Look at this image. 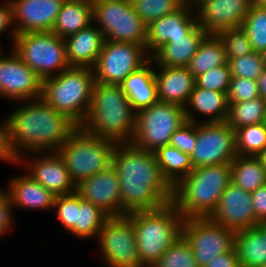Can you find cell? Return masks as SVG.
Returning a JSON list of instances; mask_svg holds the SVG:
<instances>
[{"instance_id":"cell-1","label":"cell","mask_w":266,"mask_h":267,"mask_svg":"<svg viewBox=\"0 0 266 267\" xmlns=\"http://www.w3.org/2000/svg\"><path fill=\"white\" fill-rule=\"evenodd\" d=\"M112 166L119 177L123 216L172 202L173 187L162 176L154 153L133 143L116 144Z\"/></svg>"},{"instance_id":"cell-2","label":"cell","mask_w":266,"mask_h":267,"mask_svg":"<svg viewBox=\"0 0 266 267\" xmlns=\"http://www.w3.org/2000/svg\"><path fill=\"white\" fill-rule=\"evenodd\" d=\"M22 103L5 120L6 144L13 162L26 159L27 154L56 152L79 127L41 98Z\"/></svg>"},{"instance_id":"cell-3","label":"cell","mask_w":266,"mask_h":267,"mask_svg":"<svg viewBox=\"0 0 266 267\" xmlns=\"http://www.w3.org/2000/svg\"><path fill=\"white\" fill-rule=\"evenodd\" d=\"M135 120L136 113L121 85L95 82L90 109L80 127L116 144L132 143Z\"/></svg>"},{"instance_id":"cell-4","label":"cell","mask_w":266,"mask_h":267,"mask_svg":"<svg viewBox=\"0 0 266 267\" xmlns=\"http://www.w3.org/2000/svg\"><path fill=\"white\" fill-rule=\"evenodd\" d=\"M231 182V163L194 168L173 187L172 203L184 219L210 217Z\"/></svg>"},{"instance_id":"cell-5","label":"cell","mask_w":266,"mask_h":267,"mask_svg":"<svg viewBox=\"0 0 266 267\" xmlns=\"http://www.w3.org/2000/svg\"><path fill=\"white\" fill-rule=\"evenodd\" d=\"M125 216L135 229L142 267H152L182 236L184 218L172 202L158 209L133 212Z\"/></svg>"},{"instance_id":"cell-6","label":"cell","mask_w":266,"mask_h":267,"mask_svg":"<svg viewBox=\"0 0 266 267\" xmlns=\"http://www.w3.org/2000/svg\"><path fill=\"white\" fill-rule=\"evenodd\" d=\"M94 84L93 68L69 67L42 80L41 99L81 126L90 109Z\"/></svg>"},{"instance_id":"cell-7","label":"cell","mask_w":266,"mask_h":267,"mask_svg":"<svg viewBox=\"0 0 266 267\" xmlns=\"http://www.w3.org/2000/svg\"><path fill=\"white\" fill-rule=\"evenodd\" d=\"M115 146L113 141L89 134L79 126L56 152L77 185L112 165Z\"/></svg>"},{"instance_id":"cell-8","label":"cell","mask_w":266,"mask_h":267,"mask_svg":"<svg viewBox=\"0 0 266 267\" xmlns=\"http://www.w3.org/2000/svg\"><path fill=\"white\" fill-rule=\"evenodd\" d=\"M13 44V50L42 80L70 67L64 38L51 31L18 34Z\"/></svg>"},{"instance_id":"cell-9","label":"cell","mask_w":266,"mask_h":267,"mask_svg":"<svg viewBox=\"0 0 266 267\" xmlns=\"http://www.w3.org/2000/svg\"><path fill=\"white\" fill-rule=\"evenodd\" d=\"M186 121L185 107L158 101L136 113L132 143L154 153L168 145L172 134Z\"/></svg>"},{"instance_id":"cell-10","label":"cell","mask_w":266,"mask_h":267,"mask_svg":"<svg viewBox=\"0 0 266 267\" xmlns=\"http://www.w3.org/2000/svg\"><path fill=\"white\" fill-rule=\"evenodd\" d=\"M93 23L105 40L146 46L147 25L127 0H92ZM99 24V25H98Z\"/></svg>"},{"instance_id":"cell-11","label":"cell","mask_w":266,"mask_h":267,"mask_svg":"<svg viewBox=\"0 0 266 267\" xmlns=\"http://www.w3.org/2000/svg\"><path fill=\"white\" fill-rule=\"evenodd\" d=\"M150 59L144 45L105 40L93 67L95 82L120 85Z\"/></svg>"},{"instance_id":"cell-12","label":"cell","mask_w":266,"mask_h":267,"mask_svg":"<svg viewBox=\"0 0 266 267\" xmlns=\"http://www.w3.org/2000/svg\"><path fill=\"white\" fill-rule=\"evenodd\" d=\"M182 236L191 247L199 267L234 248L235 232L210 217L184 219Z\"/></svg>"},{"instance_id":"cell-13","label":"cell","mask_w":266,"mask_h":267,"mask_svg":"<svg viewBox=\"0 0 266 267\" xmlns=\"http://www.w3.org/2000/svg\"><path fill=\"white\" fill-rule=\"evenodd\" d=\"M102 261L108 267H142L139 262L136 233L126 217H110L98 233Z\"/></svg>"},{"instance_id":"cell-14","label":"cell","mask_w":266,"mask_h":267,"mask_svg":"<svg viewBox=\"0 0 266 267\" xmlns=\"http://www.w3.org/2000/svg\"><path fill=\"white\" fill-rule=\"evenodd\" d=\"M237 156L235 130L226 122L197 123L196 147L190 155L194 168L231 163Z\"/></svg>"},{"instance_id":"cell-15","label":"cell","mask_w":266,"mask_h":267,"mask_svg":"<svg viewBox=\"0 0 266 267\" xmlns=\"http://www.w3.org/2000/svg\"><path fill=\"white\" fill-rule=\"evenodd\" d=\"M0 58V98L26 101L41 98L42 79L13 50Z\"/></svg>"},{"instance_id":"cell-16","label":"cell","mask_w":266,"mask_h":267,"mask_svg":"<svg viewBox=\"0 0 266 267\" xmlns=\"http://www.w3.org/2000/svg\"><path fill=\"white\" fill-rule=\"evenodd\" d=\"M210 218L235 233L253 228L259 223L255 217L251 194L232 181L225 188Z\"/></svg>"},{"instance_id":"cell-17","label":"cell","mask_w":266,"mask_h":267,"mask_svg":"<svg viewBox=\"0 0 266 267\" xmlns=\"http://www.w3.org/2000/svg\"><path fill=\"white\" fill-rule=\"evenodd\" d=\"M251 5V0H203L195 7L198 25L207 34L241 27Z\"/></svg>"},{"instance_id":"cell-18","label":"cell","mask_w":266,"mask_h":267,"mask_svg":"<svg viewBox=\"0 0 266 267\" xmlns=\"http://www.w3.org/2000/svg\"><path fill=\"white\" fill-rule=\"evenodd\" d=\"M120 190L119 177L112 165L76 185V193L82 199L98 206L110 217L123 216Z\"/></svg>"},{"instance_id":"cell-19","label":"cell","mask_w":266,"mask_h":267,"mask_svg":"<svg viewBox=\"0 0 266 267\" xmlns=\"http://www.w3.org/2000/svg\"><path fill=\"white\" fill-rule=\"evenodd\" d=\"M65 0H9L18 34L51 31ZM16 24V26H15Z\"/></svg>"},{"instance_id":"cell-20","label":"cell","mask_w":266,"mask_h":267,"mask_svg":"<svg viewBox=\"0 0 266 267\" xmlns=\"http://www.w3.org/2000/svg\"><path fill=\"white\" fill-rule=\"evenodd\" d=\"M37 155H39L38 158L36 157L32 161L28 158L26 160L20 158L14 162V165H22L25 162V167L28 165V174L55 196L76 192V185L57 152H40V154L38 152Z\"/></svg>"},{"instance_id":"cell-21","label":"cell","mask_w":266,"mask_h":267,"mask_svg":"<svg viewBox=\"0 0 266 267\" xmlns=\"http://www.w3.org/2000/svg\"><path fill=\"white\" fill-rule=\"evenodd\" d=\"M197 24L195 8L186 3L176 12L164 15L151 22L147 26V53L152 56L160 47L168 43L170 39L183 38Z\"/></svg>"},{"instance_id":"cell-22","label":"cell","mask_w":266,"mask_h":267,"mask_svg":"<svg viewBox=\"0 0 266 267\" xmlns=\"http://www.w3.org/2000/svg\"><path fill=\"white\" fill-rule=\"evenodd\" d=\"M157 68L154 74L159 102L185 107L196 85L194 75L188 67L157 66Z\"/></svg>"},{"instance_id":"cell-23","label":"cell","mask_w":266,"mask_h":267,"mask_svg":"<svg viewBox=\"0 0 266 267\" xmlns=\"http://www.w3.org/2000/svg\"><path fill=\"white\" fill-rule=\"evenodd\" d=\"M64 41L70 67L93 68L103 48L105 37L92 23L79 32L67 36Z\"/></svg>"},{"instance_id":"cell-24","label":"cell","mask_w":266,"mask_h":267,"mask_svg":"<svg viewBox=\"0 0 266 267\" xmlns=\"http://www.w3.org/2000/svg\"><path fill=\"white\" fill-rule=\"evenodd\" d=\"M228 108L227 93L207 90L195 85L185 106V115L187 121L201 123L197 118L198 115L195 116V110L200 116H208L207 120H203L202 123H220L226 122Z\"/></svg>"},{"instance_id":"cell-25","label":"cell","mask_w":266,"mask_h":267,"mask_svg":"<svg viewBox=\"0 0 266 267\" xmlns=\"http://www.w3.org/2000/svg\"><path fill=\"white\" fill-rule=\"evenodd\" d=\"M153 60L128 75L120 84L135 113L157 103L158 91Z\"/></svg>"},{"instance_id":"cell-26","label":"cell","mask_w":266,"mask_h":267,"mask_svg":"<svg viewBox=\"0 0 266 267\" xmlns=\"http://www.w3.org/2000/svg\"><path fill=\"white\" fill-rule=\"evenodd\" d=\"M207 33L197 24L186 36L170 41L152 56L156 66L188 67Z\"/></svg>"},{"instance_id":"cell-27","label":"cell","mask_w":266,"mask_h":267,"mask_svg":"<svg viewBox=\"0 0 266 267\" xmlns=\"http://www.w3.org/2000/svg\"><path fill=\"white\" fill-rule=\"evenodd\" d=\"M7 192L13 209L17 206L26 209H53L56 196L36 182L29 174L9 180Z\"/></svg>"},{"instance_id":"cell-28","label":"cell","mask_w":266,"mask_h":267,"mask_svg":"<svg viewBox=\"0 0 266 267\" xmlns=\"http://www.w3.org/2000/svg\"><path fill=\"white\" fill-rule=\"evenodd\" d=\"M92 23V0H65L51 32L60 38H66Z\"/></svg>"},{"instance_id":"cell-29","label":"cell","mask_w":266,"mask_h":267,"mask_svg":"<svg viewBox=\"0 0 266 267\" xmlns=\"http://www.w3.org/2000/svg\"><path fill=\"white\" fill-rule=\"evenodd\" d=\"M110 218L101 208L82 199L75 192L74 228L70 233L80 239H97L104 223Z\"/></svg>"},{"instance_id":"cell-30","label":"cell","mask_w":266,"mask_h":267,"mask_svg":"<svg viewBox=\"0 0 266 267\" xmlns=\"http://www.w3.org/2000/svg\"><path fill=\"white\" fill-rule=\"evenodd\" d=\"M234 248L240 267H261L266 264V238L255 227L236 232Z\"/></svg>"},{"instance_id":"cell-31","label":"cell","mask_w":266,"mask_h":267,"mask_svg":"<svg viewBox=\"0 0 266 267\" xmlns=\"http://www.w3.org/2000/svg\"><path fill=\"white\" fill-rule=\"evenodd\" d=\"M266 168L257 156H236L231 162V181L249 193L265 185Z\"/></svg>"},{"instance_id":"cell-32","label":"cell","mask_w":266,"mask_h":267,"mask_svg":"<svg viewBox=\"0 0 266 267\" xmlns=\"http://www.w3.org/2000/svg\"><path fill=\"white\" fill-rule=\"evenodd\" d=\"M228 60L222 42L216 34H207L188 65L196 78L212 68L227 65Z\"/></svg>"},{"instance_id":"cell-33","label":"cell","mask_w":266,"mask_h":267,"mask_svg":"<svg viewBox=\"0 0 266 267\" xmlns=\"http://www.w3.org/2000/svg\"><path fill=\"white\" fill-rule=\"evenodd\" d=\"M162 176L174 187L192 170L190 155L171 145H165L154 152Z\"/></svg>"},{"instance_id":"cell-34","label":"cell","mask_w":266,"mask_h":267,"mask_svg":"<svg viewBox=\"0 0 266 267\" xmlns=\"http://www.w3.org/2000/svg\"><path fill=\"white\" fill-rule=\"evenodd\" d=\"M266 122V100L261 97L239 102L229 103L226 123L234 130L257 123Z\"/></svg>"},{"instance_id":"cell-35","label":"cell","mask_w":266,"mask_h":267,"mask_svg":"<svg viewBox=\"0 0 266 267\" xmlns=\"http://www.w3.org/2000/svg\"><path fill=\"white\" fill-rule=\"evenodd\" d=\"M235 141L238 156H258L266 149V122L236 129Z\"/></svg>"},{"instance_id":"cell-36","label":"cell","mask_w":266,"mask_h":267,"mask_svg":"<svg viewBox=\"0 0 266 267\" xmlns=\"http://www.w3.org/2000/svg\"><path fill=\"white\" fill-rule=\"evenodd\" d=\"M242 28L247 33L253 51L262 53L266 49V7L252 4Z\"/></svg>"},{"instance_id":"cell-37","label":"cell","mask_w":266,"mask_h":267,"mask_svg":"<svg viewBox=\"0 0 266 267\" xmlns=\"http://www.w3.org/2000/svg\"><path fill=\"white\" fill-rule=\"evenodd\" d=\"M137 15L148 26L151 22L179 10L184 0H132Z\"/></svg>"},{"instance_id":"cell-38","label":"cell","mask_w":266,"mask_h":267,"mask_svg":"<svg viewBox=\"0 0 266 267\" xmlns=\"http://www.w3.org/2000/svg\"><path fill=\"white\" fill-rule=\"evenodd\" d=\"M152 267H199L183 236L179 237Z\"/></svg>"},{"instance_id":"cell-39","label":"cell","mask_w":266,"mask_h":267,"mask_svg":"<svg viewBox=\"0 0 266 267\" xmlns=\"http://www.w3.org/2000/svg\"><path fill=\"white\" fill-rule=\"evenodd\" d=\"M216 35L223 44L228 61L253 52L247 33L242 26L222 30Z\"/></svg>"},{"instance_id":"cell-40","label":"cell","mask_w":266,"mask_h":267,"mask_svg":"<svg viewBox=\"0 0 266 267\" xmlns=\"http://www.w3.org/2000/svg\"><path fill=\"white\" fill-rule=\"evenodd\" d=\"M231 76H238L257 81L265 69V62L262 53L253 51L252 53L230 59L228 61Z\"/></svg>"},{"instance_id":"cell-41","label":"cell","mask_w":266,"mask_h":267,"mask_svg":"<svg viewBox=\"0 0 266 267\" xmlns=\"http://www.w3.org/2000/svg\"><path fill=\"white\" fill-rule=\"evenodd\" d=\"M196 86L207 90L228 93L231 81L229 64L215 67L195 78Z\"/></svg>"},{"instance_id":"cell-42","label":"cell","mask_w":266,"mask_h":267,"mask_svg":"<svg viewBox=\"0 0 266 267\" xmlns=\"http://www.w3.org/2000/svg\"><path fill=\"white\" fill-rule=\"evenodd\" d=\"M260 97L257 81L231 76L227 93L228 103L245 102Z\"/></svg>"},{"instance_id":"cell-43","label":"cell","mask_w":266,"mask_h":267,"mask_svg":"<svg viewBox=\"0 0 266 267\" xmlns=\"http://www.w3.org/2000/svg\"><path fill=\"white\" fill-rule=\"evenodd\" d=\"M197 123L186 121L171 136L169 145L191 155L196 147Z\"/></svg>"},{"instance_id":"cell-44","label":"cell","mask_w":266,"mask_h":267,"mask_svg":"<svg viewBox=\"0 0 266 267\" xmlns=\"http://www.w3.org/2000/svg\"><path fill=\"white\" fill-rule=\"evenodd\" d=\"M54 209L56 218L64 227L67 232L74 228V215H75V192L56 196L54 201Z\"/></svg>"},{"instance_id":"cell-45","label":"cell","mask_w":266,"mask_h":267,"mask_svg":"<svg viewBox=\"0 0 266 267\" xmlns=\"http://www.w3.org/2000/svg\"><path fill=\"white\" fill-rule=\"evenodd\" d=\"M13 206L10 196L6 190L0 194V236L12 230L13 226Z\"/></svg>"},{"instance_id":"cell-46","label":"cell","mask_w":266,"mask_h":267,"mask_svg":"<svg viewBox=\"0 0 266 267\" xmlns=\"http://www.w3.org/2000/svg\"><path fill=\"white\" fill-rule=\"evenodd\" d=\"M250 194L256 219L259 222H266V186L259 187Z\"/></svg>"},{"instance_id":"cell-47","label":"cell","mask_w":266,"mask_h":267,"mask_svg":"<svg viewBox=\"0 0 266 267\" xmlns=\"http://www.w3.org/2000/svg\"><path fill=\"white\" fill-rule=\"evenodd\" d=\"M5 2H3L0 5V36L2 35V33H6L7 29H11V34L10 37H12V41L14 42V39L17 35V33L14 30V27H11L13 24V16H12V7L11 4L9 2V0H4Z\"/></svg>"},{"instance_id":"cell-48","label":"cell","mask_w":266,"mask_h":267,"mask_svg":"<svg viewBox=\"0 0 266 267\" xmlns=\"http://www.w3.org/2000/svg\"><path fill=\"white\" fill-rule=\"evenodd\" d=\"M204 267H240L235 248L231 251L215 256Z\"/></svg>"},{"instance_id":"cell-49","label":"cell","mask_w":266,"mask_h":267,"mask_svg":"<svg viewBox=\"0 0 266 267\" xmlns=\"http://www.w3.org/2000/svg\"><path fill=\"white\" fill-rule=\"evenodd\" d=\"M0 124V160L14 164L6 144V121Z\"/></svg>"},{"instance_id":"cell-50","label":"cell","mask_w":266,"mask_h":267,"mask_svg":"<svg viewBox=\"0 0 266 267\" xmlns=\"http://www.w3.org/2000/svg\"><path fill=\"white\" fill-rule=\"evenodd\" d=\"M257 85L260 97L266 100V67L263 70L262 74L257 79Z\"/></svg>"},{"instance_id":"cell-51","label":"cell","mask_w":266,"mask_h":267,"mask_svg":"<svg viewBox=\"0 0 266 267\" xmlns=\"http://www.w3.org/2000/svg\"><path fill=\"white\" fill-rule=\"evenodd\" d=\"M255 228L266 238V222H259Z\"/></svg>"},{"instance_id":"cell-52","label":"cell","mask_w":266,"mask_h":267,"mask_svg":"<svg viewBox=\"0 0 266 267\" xmlns=\"http://www.w3.org/2000/svg\"><path fill=\"white\" fill-rule=\"evenodd\" d=\"M257 157L260 159L262 165L266 168V149L261 152Z\"/></svg>"},{"instance_id":"cell-53","label":"cell","mask_w":266,"mask_h":267,"mask_svg":"<svg viewBox=\"0 0 266 267\" xmlns=\"http://www.w3.org/2000/svg\"><path fill=\"white\" fill-rule=\"evenodd\" d=\"M203 0H184L186 4H189L191 7L195 8Z\"/></svg>"},{"instance_id":"cell-54","label":"cell","mask_w":266,"mask_h":267,"mask_svg":"<svg viewBox=\"0 0 266 267\" xmlns=\"http://www.w3.org/2000/svg\"><path fill=\"white\" fill-rule=\"evenodd\" d=\"M251 3L257 6L266 7V0H251Z\"/></svg>"},{"instance_id":"cell-55","label":"cell","mask_w":266,"mask_h":267,"mask_svg":"<svg viewBox=\"0 0 266 267\" xmlns=\"http://www.w3.org/2000/svg\"><path fill=\"white\" fill-rule=\"evenodd\" d=\"M262 55H263V59H264V62H265V67H266V49L264 52H262Z\"/></svg>"},{"instance_id":"cell-56","label":"cell","mask_w":266,"mask_h":267,"mask_svg":"<svg viewBox=\"0 0 266 267\" xmlns=\"http://www.w3.org/2000/svg\"><path fill=\"white\" fill-rule=\"evenodd\" d=\"M3 47H1V43H0V58L3 56L2 54H3V49H2Z\"/></svg>"}]
</instances>
